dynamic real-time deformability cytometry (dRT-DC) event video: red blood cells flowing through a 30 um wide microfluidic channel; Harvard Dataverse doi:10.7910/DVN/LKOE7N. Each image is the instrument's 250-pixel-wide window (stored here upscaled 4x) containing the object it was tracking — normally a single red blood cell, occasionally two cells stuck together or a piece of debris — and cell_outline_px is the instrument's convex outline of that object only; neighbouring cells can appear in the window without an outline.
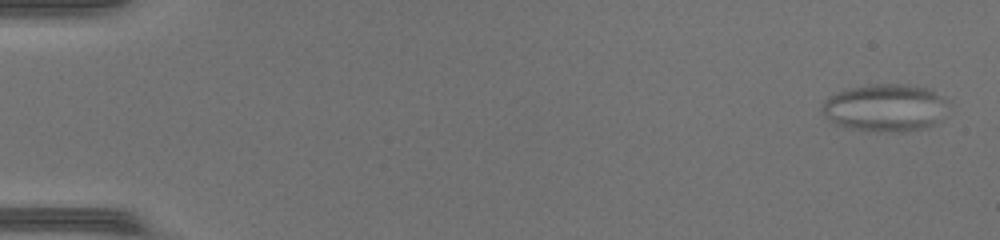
{"species": "common noctule bat (a hibernating species)", "species_latin": "Nyctalus noctula", "temperature_condition": "warm", "stored_images_in_passage": 48, "camera_frame_rate_fps": 3000, "um_per_image_px": 0.085, "animal": {"sex": "female", "body_mass_g": 17.0, "forearm_length_mm": 48.0}, "frame": {"image": 1, "passage_image": 2, "time_ms": 0.333, "image_size_px": [1000, 240], "cell_outline_px": [[944, 100], [932, 124], [924, 128], [900, 132], [848, 128], [836, 124], [820, 108], [824, 100], [836, 92], [848, 88], [872, 84], [904, 84], [924, 88], [932, 92]], "centroid_in_image_um": [75.08, 9.14], "position_along_channel_um": 9.9, "area_um2": 33.29}}
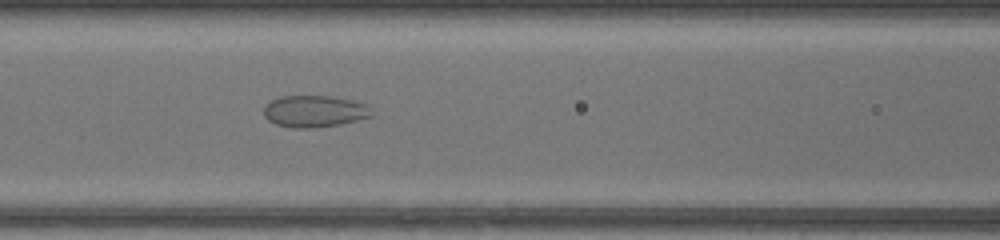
{"frame": {"image": 2, "passage_image": 22, "time_ms": 7.0, "image_size_px": [1000, 240], "cell_outline_px": [[372, 116], [340, 124], [308, 128], [292, 128], [276, 124], [268, 120], [264, 116], [264, 104], [280, 96], [332, 96], [352, 100], [368, 104]], "centroid_in_image_um": [26.7, 9.45], "position_along_channel_um": 139.9, "area_um2": 19.94}}
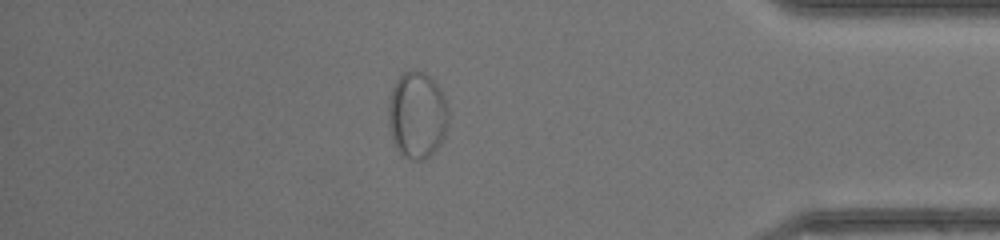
{"frame": {"image": 3, "passage_image": 42, "time_ms": 13.667, "image_size_px": [1000, 240], "cell_outline_px": [[448, 124], [444, 136], [440, 144], [424, 160], [416, 160], [404, 156], [400, 152], [392, 136], [388, 120], [388, 104], [392, 88], [396, 80], [404, 72], [416, 68], [424, 72], [436, 84], [444, 96], [448, 108]], "centroid_in_image_um": [35.46, 9.75], "position_along_channel_um": 399.7, "area_um2": 30.17}}